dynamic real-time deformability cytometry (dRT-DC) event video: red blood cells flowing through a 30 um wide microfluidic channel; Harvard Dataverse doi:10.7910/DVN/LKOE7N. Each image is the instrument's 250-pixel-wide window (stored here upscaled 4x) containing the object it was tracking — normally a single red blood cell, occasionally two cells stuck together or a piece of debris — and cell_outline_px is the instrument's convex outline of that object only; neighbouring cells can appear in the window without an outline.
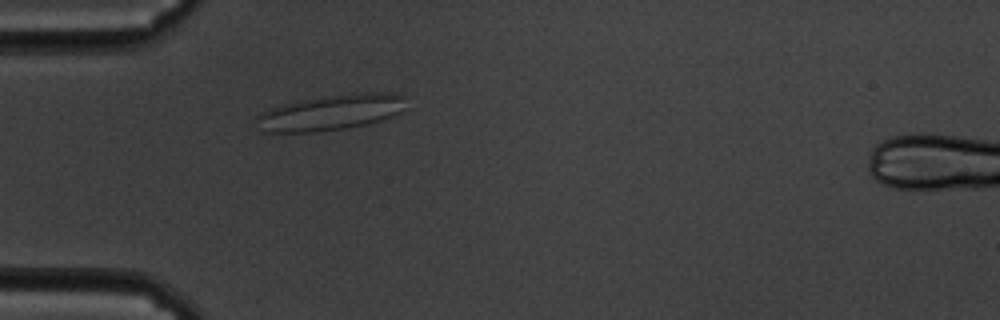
{"species": "common noctule bat (a hibernating species)", "species_latin": "Nyctalus noctula", "temperature_condition": "cold", "stored_images_in_passage": 54, "camera_frame_rate_fps": 3000, "um_per_image_px": 0.085, "animal": {"sex": "male", "body_mass_g": 19.5, "forearm_length_mm": 54.6}, "frame": {"image": 1, "passage_image": 12, "time_ms": 3.667, "image_size_px": [1000, 320], "cell_outline_px": [[408, 108], [392, 116], [368, 124], [348, 128], [316, 132], [264, 132], [256, 116], [272, 108], [284, 104], [300, 100], [324, 96], [364, 92], [396, 92], [408, 96]], "centroid_in_image_um": [28.29, 9.54], "position_along_channel_um": 56.7, "area_um2": 31.27}}
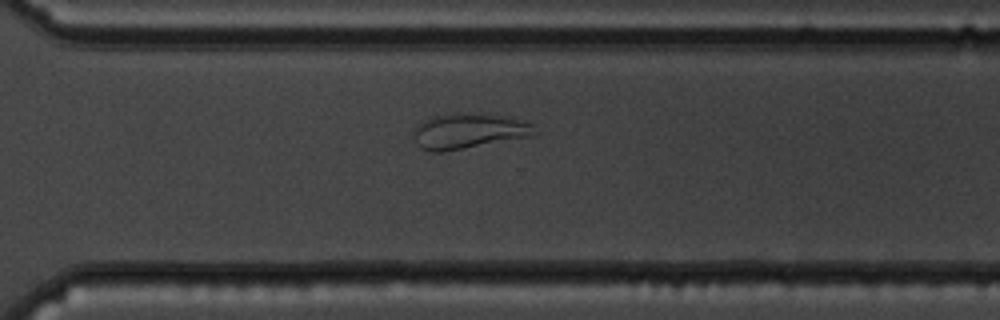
{"frame": {"image": 2, "passage_image": 37, "time_ms": 12.0, "image_size_px": [1000, 320], "cell_outline_px": [[540, 132], [536, 136], [440, 152], [432, 152], [420, 148], [416, 144], [416, 124], [432, 116], [496, 116], [516, 120], [532, 124]], "centroid_in_image_um": [39.87, 11.21], "position_along_channel_um": 330.7, "area_um2": 23.7}}
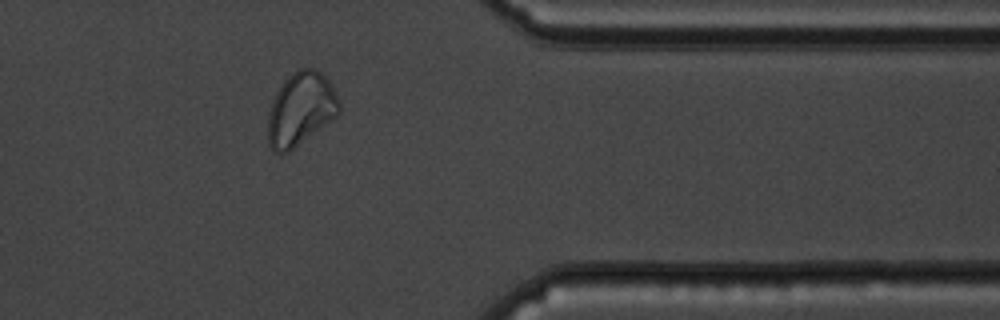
{"frame": {"image": 3, "passage_image": 43, "time_ms": 14.0, "image_size_px": [1000, 320], "cell_outline_px": [[340, 112], [336, 116], [288, 152], [276, 152], [268, 144], [268, 112], [272, 100], [276, 92], [284, 80], [288, 76], [300, 68], [312, 68], [320, 72], [332, 84], [340, 104]], "centroid_in_image_um": [25.55, 9.25], "position_along_channel_um": 385.9, "area_um2": 30.06}, "authors_computed_cell_mechanics": {"area_um2": 29.0156, "velocity_mm_per_s": 3.3636, "shape_relaxation_time_tau1_ms": null, "shape_relaxation_time_tau2_ms": 1.7582, "deformation_change_tau1": null, "deformation_change_tau2": 0.0758}}